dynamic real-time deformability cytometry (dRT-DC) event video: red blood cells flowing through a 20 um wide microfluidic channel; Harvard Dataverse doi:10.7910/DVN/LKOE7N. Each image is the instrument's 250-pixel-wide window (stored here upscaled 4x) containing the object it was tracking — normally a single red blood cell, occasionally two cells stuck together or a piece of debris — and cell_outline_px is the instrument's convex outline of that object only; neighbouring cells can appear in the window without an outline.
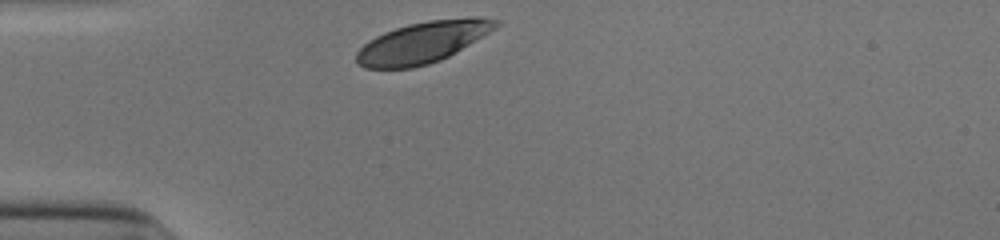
{"species": "human", "species_latin": "Homo sapiens", "temperature_condition": "cold", "stored_images_in_passage": 29, "camera_frame_rate_fps": 3000, "um_per_image_px": 0.085, "donor": {"sex": "male"}, "frame": {"image": 1, "passage_image": 1, "time_ms": 0.0, "image_size_px": [1000, 240], "cell_outline_px": [[500, 24], [496, 28], [448, 56], [440, 60], [428, 64], [412, 68], [364, 68], [356, 60], [356, 52], [368, 40], [384, 32], [408, 24], [428, 20], [468, 16], [476, 16], [500, 20]], "centroid_in_image_um": [35.94, 3.57], "position_along_channel_um": 49.1, "area_um2": 33.52}}
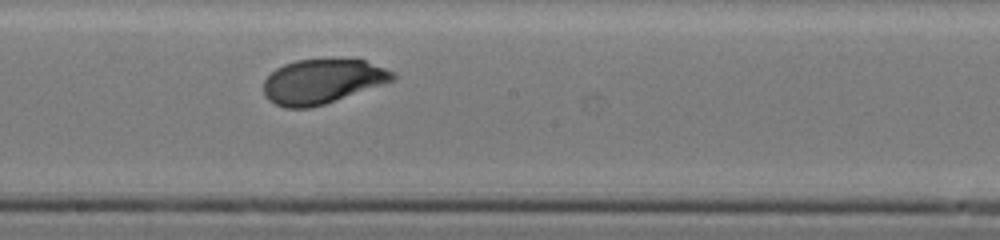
{"frame": {"image": 2, "passage_image": 16, "time_ms": 5.0, "image_size_px": [1000, 240], "cell_outline_px": [[396, 76], [392, 80], [324, 104], [308, 108], [284, 108], [268, 100], [264, 96], [264, 80], [276, 68], [284, 64], [296, 60], [364, 60], [384, 68], [392, 72]], "centroid_in_image_um": [27.31, 6.93], "position_along_channel_um": 220.9, "area_um2": 32.77}}
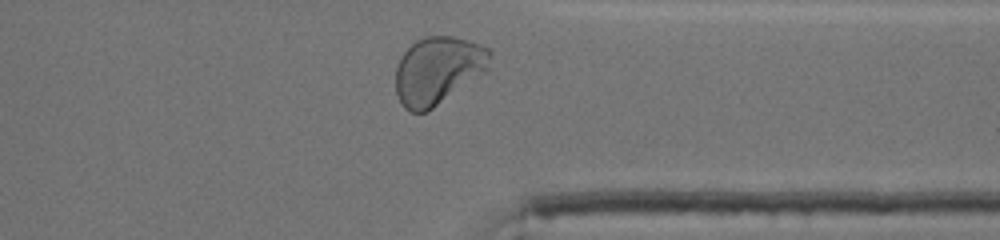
{"frame": {"image": 3, "passage_image": 28, "time_ms": 9.0, "image_size_px": [1000, 240], "cell_outline_px": [[492, 52], [488, 72], [428, 112], [408, 112], [404, 108], [396, 92], [396, 68], [400, 56], [416, 40], [424, 36], [456, 36], [480, 44], [488, 48]], "centroid_in_image_um": [37.26, 5.99], "position_along_channel_um": 374.1, "area_um2": 37.92}, "authors_computed_cell_mechanics": {"area_um2": 34.5644, "velocity_mm_per_s": 3.8557, "shape_relaxation_time_tau1_ms": 2.9616, "shape_relaxation_time_tau2_ms": null, "deformation_change_tau1": 0.1406, "deformation_change_tau2": null}}